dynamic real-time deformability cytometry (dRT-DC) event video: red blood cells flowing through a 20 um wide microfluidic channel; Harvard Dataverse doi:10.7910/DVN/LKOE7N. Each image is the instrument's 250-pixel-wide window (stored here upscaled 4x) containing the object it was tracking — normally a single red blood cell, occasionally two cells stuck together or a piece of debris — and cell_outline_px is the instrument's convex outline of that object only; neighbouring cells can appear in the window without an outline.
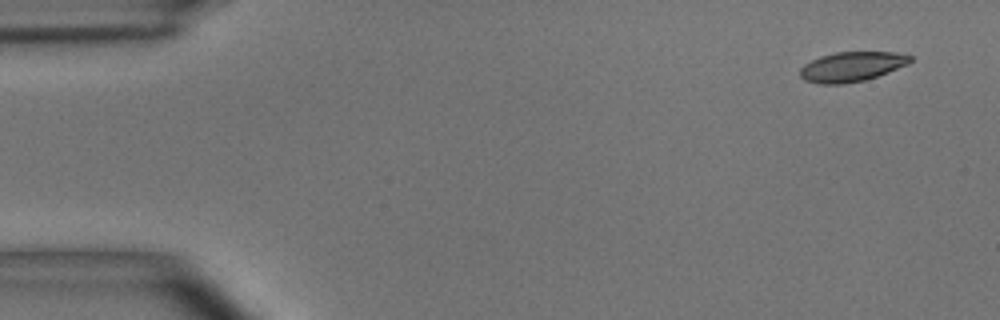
{"species": "common noctule bat (a hibernating species)", "species_latin": "Nyctalus noctula", "temperature_condition": "room temperature", "stored_images_in_passage": 5, "camera_frame_rate_fps": 3000, "um_per_image_px": 0.085, "animal": {"sex": "male", "body_mass_g": 15.6}, "frame": {"image": 1, "passage_image": 1, "time_ms": 0.0, "image_size_px": [1000, 320], "cell_outline_px": [[912, 60], [908, 64], [888, 72], [864, 80], [844, 84], [820, 84], [804, 80], [800, 76], [800, 68], [804, 64], [820, 56], [836, 52], [896, 52], [912, 56]], "centroid_in_image_um": [72.38, 5.66], "position_along_channel_um": 12.6, "area_um2": 19.07}}
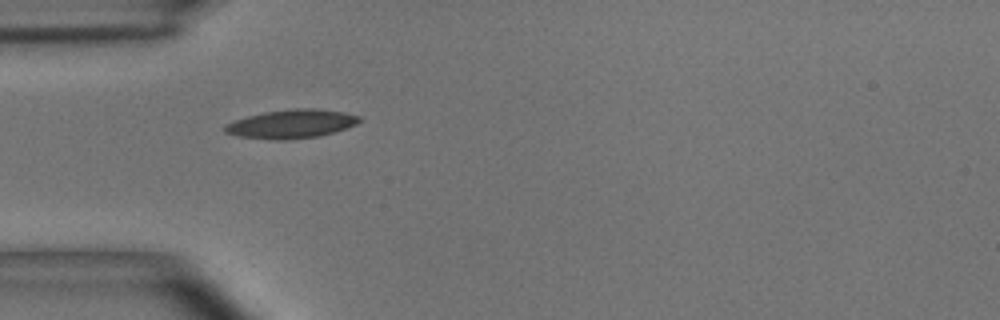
{"frame": {"image": 2, "passage_image": 4, "time_ms": 1.0, "image_size_px": [1000, 320], "cell_outline_px": [[360, 120], [356, 124], [320, 136], [284, 140], [276, 140], [240, 136], [224, 132], [224, 124], [248, 116], [264, 112], [296, 108], [316, 108], [344, 112], [360, 116]], "centroid_in_image_um": [24.76, 10.52], "position_along_channel_um": 60.2, "area_um2": 22.25}}
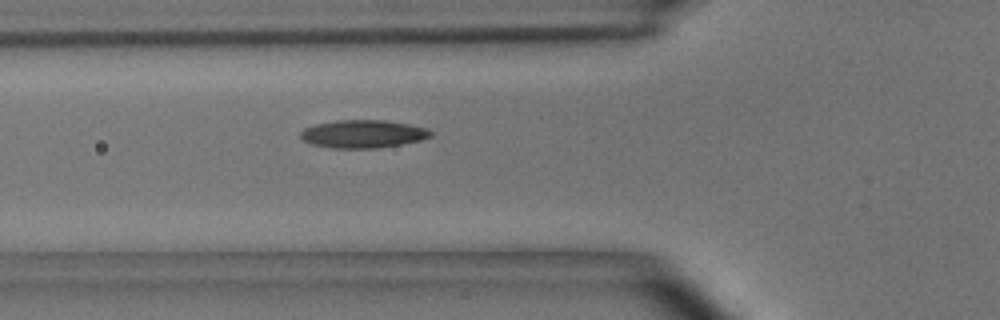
{"frame": {"image": 3, "passage_image": 5, "time_ms": 1.333, "image_size_px": [1000, 320], "cell_outline_px": [[432, 136], [420, 140], [380, 148], [332, 148], [312, 144], [304, 140], [300, 136], [300, 132], [304, 128], [316, 124], [336, 120], [384, 120], [408, 124], [428, 128], [432, 132]], "centroid_in_image_um": [30.86, 11.38], "position_along_channel_um": 94.9, "area_um2": 21.15}}